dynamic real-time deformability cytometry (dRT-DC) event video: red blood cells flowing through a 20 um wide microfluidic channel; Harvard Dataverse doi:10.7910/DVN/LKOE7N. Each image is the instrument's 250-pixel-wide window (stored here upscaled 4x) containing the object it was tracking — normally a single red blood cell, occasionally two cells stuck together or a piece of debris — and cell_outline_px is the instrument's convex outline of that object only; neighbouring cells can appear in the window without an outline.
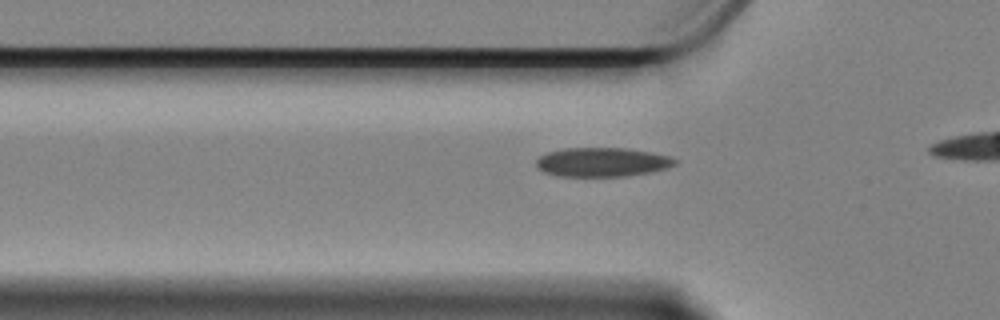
{"species": "Egyptian fruit bat (a non-hibernating species)", "species_latin": "Rousettus aegyptiacus", "temperature_condition": "cold", "stored_images_in_passage": 13, "camera_frame_rate_fps": 3000, "um_per_image_px": 0.085, "animal": {"sex": "female"}, "frame": {"image": 1, "passage_image": 3, "time_ms": 0.667, "image_size_px": [1000, 320], "cell_outline_px": [[676, 164], [664, 168], [648, 172], [624, 176], [560, 176], [544, 172], [536, 164], [536, 160], [540, 156], [548, 152], [564, 148], [628, 148], [652, 152], [668, 156], [676, 160]], "centroid_in_image_um": [51.16, 13.77], "position_along_channel_um": 74.6, "area_um2": 23.24}}
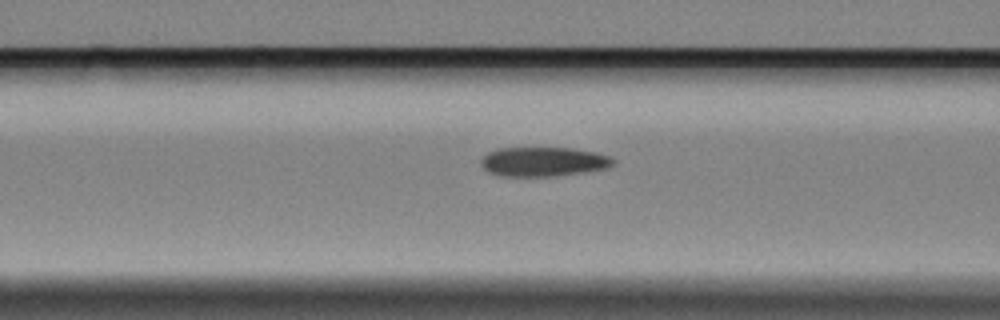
{"frame": {"image": 2, "passage_image": 7, "time_ms": 2.0, "image_size_px": [1000, 320], "cell_outline_px": [[616, 160], [608, 168], [556, 176], [500, 176], [488, 172], [480, 164], [480, 160], [488, 152], [496, 148], [572, 148], [596, 152], [612, 156]], "centroid_in_image_um": [46.19, 13.74], "position_along_channel_um": 120.4, "area_um2": 22.77}}
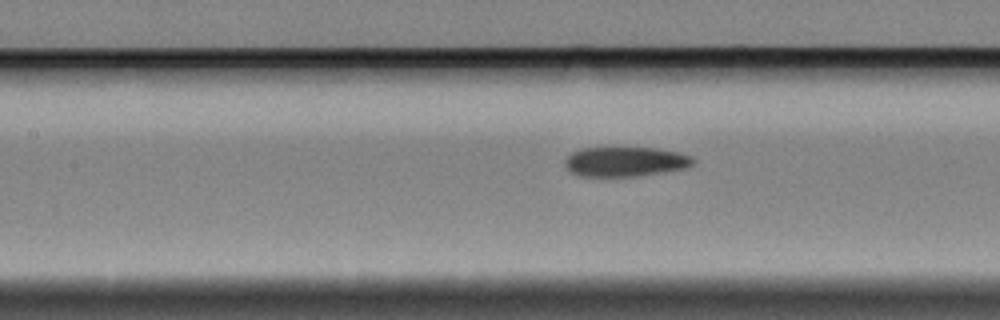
{"frame": {"image": 3, "passage_image": 10, "time_ms": 3.0, "image_size_px": [1000, 320], "cell_outline_px": [[696, 160], [692, 164], [684, 168], [636, 176], [580, 176], [568, 172], [564, 164], [564, 160], [572, 152], [580, 148], [656, 148], [676, 152], [692, 156]], "centroid_in_image_um": [53.09, 13.74], "position_along_channel_um": 154.3, "area_um2": 22.08}}